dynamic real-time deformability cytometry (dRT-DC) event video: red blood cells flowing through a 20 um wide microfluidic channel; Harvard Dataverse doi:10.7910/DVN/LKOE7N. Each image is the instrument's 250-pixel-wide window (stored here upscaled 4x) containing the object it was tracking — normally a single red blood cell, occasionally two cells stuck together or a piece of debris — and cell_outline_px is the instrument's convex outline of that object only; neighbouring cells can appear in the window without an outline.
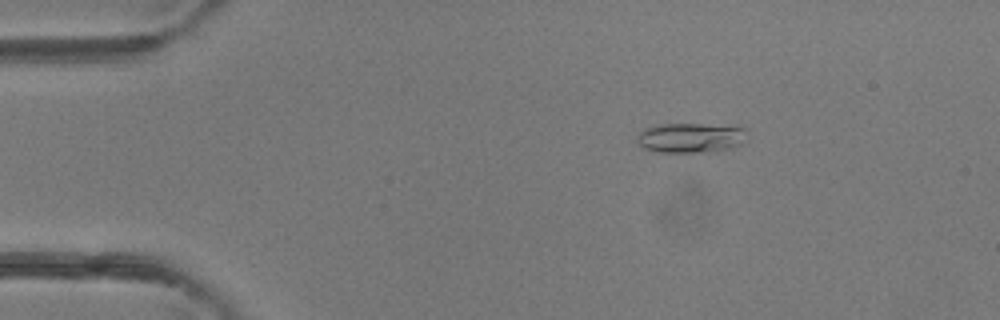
{"species": "common noctule bat (a hibernating species)", "species_latin": "Nyctalus noctula", "temperature_condition": "room temperature", "stored_images_in_passage": 46, "camera_frame_rate_fps": 3000, "um_per_image_px": 0.085, "animal": {"sex": "female"}, "frame": {"image": 1, "passage_image": 8, "time_ms": 2.333, "image_size_px": [1000, 320], "cell_outline_px": [[748, 140], [732, 148], [716, 152], [660, 152], [644, 148], [636, 140], [636, 136], [644, 128], [660, 124], [740, 124], [744, 128]], "centroid_in_image_um": [58.8, 11.69], "position_along_channel_um": 26.2, "area_um2": 19.77}}
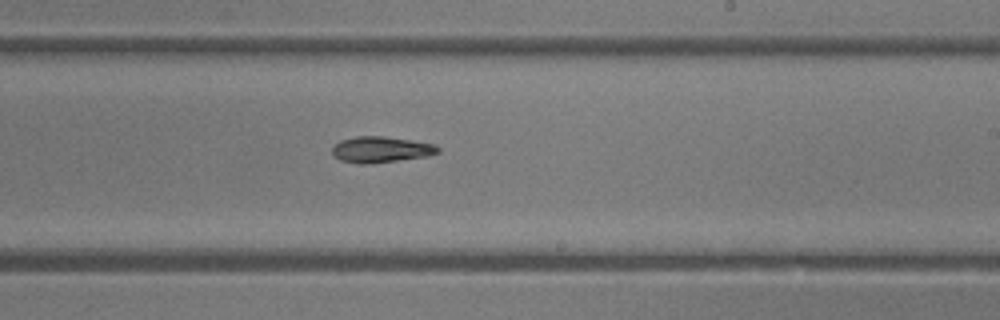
{"frame": {"image": 2, "passage_image": 28, "time_ms": 9.0, "image_size_px": [1000, 320], "cell_outline_px": [[440, 152], [428, 156], [368, 164], [360, 164], [340, 160], [332, 152], [332, 148], [340, 140], [356, 136], [380, 136], [436, 144], [440, 148]], "centroid_in_image_um": [32.39, 12.71], "position_along_channel_um": 256.6, "area_um2": 15.9}}
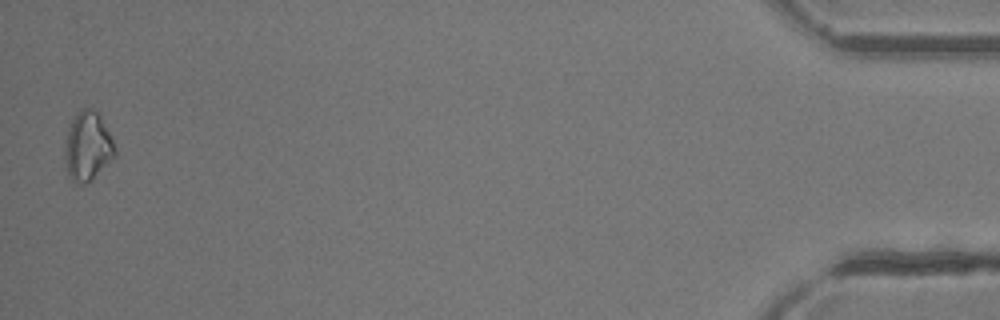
{"frame": {"image": 3, "passage_image": 46, "time_ms": 15.0, "image_size_px": [1000, 320], "cell_outline_px": [[116, 156], [84, 184], [80, 184], [72, 180], [68, 172], [64, 156], [64, 148], [68, 128], [76, 112], [80, 108], [88, 108], [96, 112], [108, 132], [116, 148]], "centroid_in_image_um": [7.42, 12.42], "position_along_channel_um": 427.8, "area_um2": 19.59}, "authors_computed_cell_mechanics": {"area_um2": 16.2707, "velocity_mm_per_s": 4.4506, "shape_relaxation_time_tau1_ms": 5.6622, "shape_relaxation_time_tau2_ms": null, "deformation_change_tau1": 0.1369, "deformation_change_tau2": null}}